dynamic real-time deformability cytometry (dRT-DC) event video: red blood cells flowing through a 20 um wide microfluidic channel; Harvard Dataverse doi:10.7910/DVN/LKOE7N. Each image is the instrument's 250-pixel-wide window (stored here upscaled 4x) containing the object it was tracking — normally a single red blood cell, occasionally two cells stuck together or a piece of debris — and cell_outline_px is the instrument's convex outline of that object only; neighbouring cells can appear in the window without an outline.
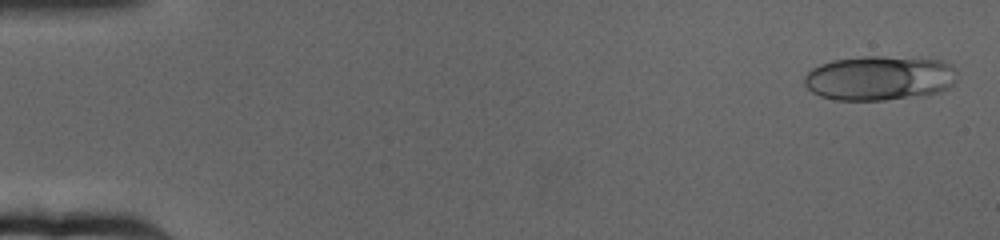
{"species": "human", "species_latin": "Homo sapiens", "temperature_condition": "cold", "stored_images_in_passage": 64, "camera_frame_rate_fps": 3000, "um_per_image_px": 0.085, "donor": {"sex": "female"}, "frame": {"image": 1, "passage_image": 2, "time_ms": 0.333, "image_size_px": [1000, 240], "cell_outline_px": [[956, 80], [948, 88], [940, 92], [920, 96], [884, 100], [836, 100], [820, 96], [812, 92], [804, 84], [804, 76], [812, 68], [820, 64], [832, 60], [864, 56], [884, 56], [940, 60], [952, 64], [956, 68]], "centroid_in_image_um": [74.76, 6.63], "position_along_channel_um": 10.2, "area_um2": 40.06}}
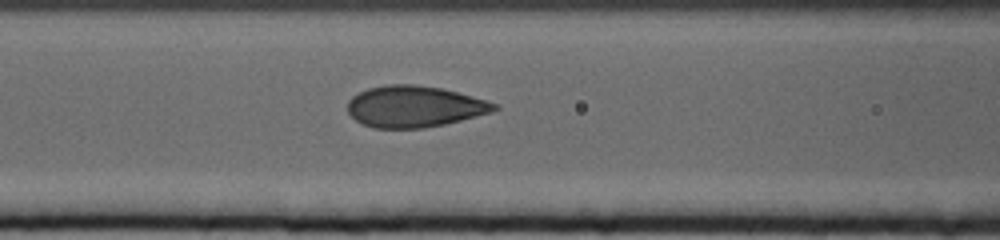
{"frame": {"image": 2, "passage_image": 27, "time_ms": 8.667, "image_size_px": [1000, 240], "cell_outline_px": [[500, 108], [492, 112], [444, 124], [424, 128], [372, 128], [356, 120], [348, 112], [348, 100], [352, 96], [368, 88], [388, 84], [416, 84], [440, 88], [472, 96], [500, 104]], "centroid_in_image_um": [35.23, 9.05], "position_along_channel_um": 131.4, "area_um2": 35.32}}
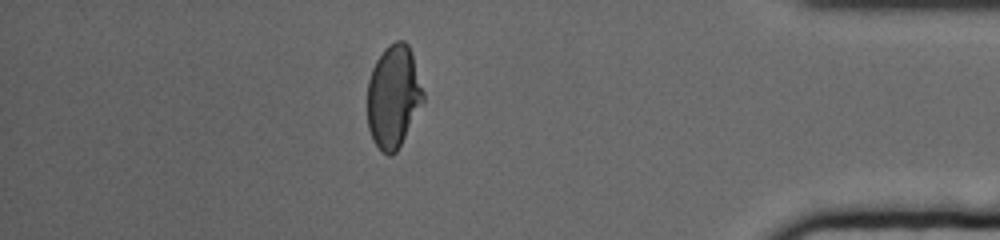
{"frame": {"image": 3, "passage_image": 56, "time_ms": 18.333, "image_size_px": [1000, 240], "cell_outline_px": [[424, 100], [396, 152], [392, 156], [388, 156], [380, 152], [372, 140], [368, 128], [368, 80], [372, 68], [376, 60], [384, 48], [388, 44], [396, 40], [404, 40], [408, 44], [412, 52], [424, 92]], "centroid_in_image_um": [33.43, 8.2], "position_along_channel_um": 401.8, "area_um2": 33.64}, "authors_computed_cell_mechanics": {"area_um2": 35.5759, "velocity_mm_per_s": 3.1592, "shape_relaxation_time_tau1_ms": 5.376, "shape_relaxation_time_tau2_ms": null, "deformation_change_tau1": 0.1424, "deformation_change_tau2": null}}